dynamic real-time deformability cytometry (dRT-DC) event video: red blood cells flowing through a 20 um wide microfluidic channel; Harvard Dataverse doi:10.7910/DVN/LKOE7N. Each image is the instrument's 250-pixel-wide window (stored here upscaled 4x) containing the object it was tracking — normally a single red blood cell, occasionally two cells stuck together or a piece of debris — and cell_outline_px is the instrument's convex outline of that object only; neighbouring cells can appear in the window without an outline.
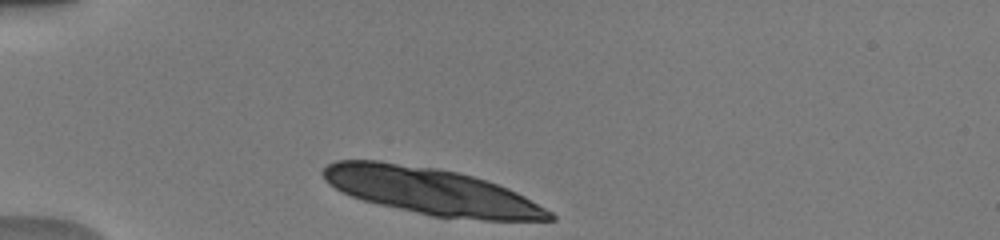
{"species": "human", "species_latin": "Homo sapiens", "temperature_condition": "warm", "stored_images_in_passage": 37, "camera_frame_rate_fps": 3000, "um_per_image_px": 0.085, "donor": {"sex": "male"}, "frame": {"image": 1, "passage_image": 1, "time_ms": 0.0, "image_size_px": [1000, 240], "cell_outline_px": [[556, 220], [484, 220], [432, 216], [380, 204], [364, 200], [340, 192], [328, 184], [324, 180], [320, 172], [328, 164], [336, 160], [376, 160], [436, 168], [460, 172], [508, 188], [524, 196], [552, 212], [556, 216]], "centroid_in_image_um": [36.63, 16.25], "position_along_channel_um": 48.4, "area_um2": 61.27}}